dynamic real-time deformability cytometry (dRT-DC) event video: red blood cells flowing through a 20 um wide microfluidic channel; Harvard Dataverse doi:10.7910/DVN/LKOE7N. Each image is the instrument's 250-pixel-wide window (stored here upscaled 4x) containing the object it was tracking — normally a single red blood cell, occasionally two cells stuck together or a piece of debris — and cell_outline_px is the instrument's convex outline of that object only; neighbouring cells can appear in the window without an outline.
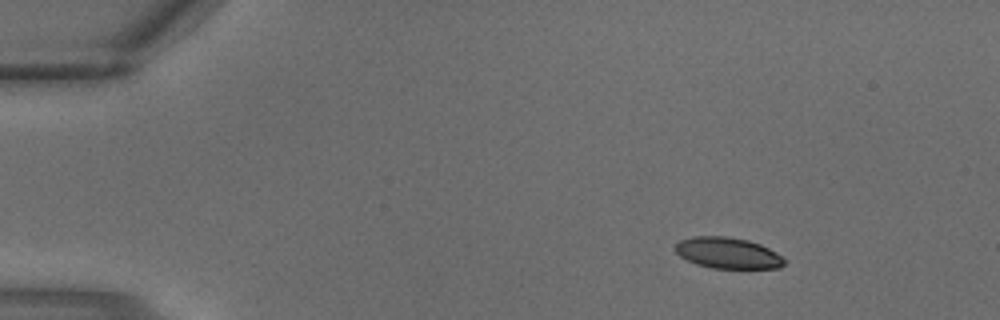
{"species": "common noctule bat (a hibernating species)", "species_latin": "Nyctalus noctula", "temperature_condition": "warm", "stored_images_in_passage": 2, "camera_frame_rate_fps": 3000, "um_per_image_px": 0.085, "animal": {"sex": "male", "body_mass_g": 18.8}, "frame": {"image": 1, "passage_image": 1, "time_ms": 0.0, "image_size_px": [1000, 320], "cell_outline_px": [[788, 260], [780, 268], [712, 268], [696, 264], [680, 256], [672, 248], [680, 240], [692, 236], [724, 236], [748, 240], [760, 244], [776, 252]], "centroid_in_image_um": [61.86, 21.5], "position_along_channel_um": 23.1, "area_um2": 19.88}}